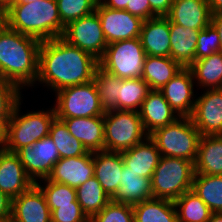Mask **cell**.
Returning <instances> with one entry per match:
<instances>
[{"instance_id": "cell-22", "label": "cell", "mask_w": 222, "mask_h": 222, "mask_svg": "<svg viewBox=\"0 0 222 222\" xmlns=\"http://www.w3.org/2000/svg\"><path fill=\"white\" fill-rule=\"evenodd\" d=\"M89 152L104 150V116L59 119Z\"/></svg>"}, {"instance_id": "cell-49", "label": "cell", "mask_w": 222, "mask_h": 222, "mask_svg": "<svg viewBox=\"0 0 222 222\" xmlns=\"http://www.w3.org/2000/svg\"><path fill=\"white\" fill-rule=\"evenodd\" d=\"M212 14L222 13V0H207Z\"/></svg>"}, {"instance_id": "cell-15", "label": "cell", "mask_w": 222, "mask_h": 222, "mask_svg": "<svg viewBox=\"0 0 222 222\" xmlns=\"http://www.w3.org/2000/svg\"><path fill=\"white\" fill-rule=\"evenodd\" d=\"M11 220L12 222H51V211L45 195L36 184L12 199Z\"/></svg>"}, {"instance_id": "cell-12", "label": "cell", "mask_w": 222, "mask_h": 222, "mask_svg": "<svg viewBox=\"0 0 222 222\" xmlns=\"http://www.w3.org/2000/svg\"><path fill=\"white\" fill-rule=\"evenodd\" d=\"M101 21L102 30L107 44L140 37L144 20L127 12L104 6L100 1L95 11Z\"/></svg>"}, {"instance_id": "cell-2", "label": "cell", "mask_w": 222, "mask_h": 222, "mask_svg": "<svg viewBox=\"0 0 222 222\" xmlns=\"http://www.w3.org/2000/svg\"><path fill=\"white\" fill-rule=\"evenodd\" d=\"M41 41L9 27L0 30V77L20 89L37 83Z\"/></svg>"}, {"instance_id": "cell-53", "label": "cell", "mask_w": 222, "mask_h": 222, "mask_svg": "<svg viewBox=\"0 0 222 222\" xmlns=\"http://www.w3.org/2000/svg\"><path fill=\"white\" fill-rule=\"evenodd\" d=\"M32 1H37V0H18V2H32Z\"/></svg>"}, {"instance_id": "cell-19", "label": "cell", "mask_w": 222, "mask_h": 222, "mask_svg": "<svg viewBox=\"0 0 222 222\" xmlns=\"http://www.w3.org/2000/svg\"><path fill=\"white\" fill-rule=\"evenodd\" d=\"M94 177L112 199L122 181L124 162L121 152L101 150L93 152Z\"/></svg>"}, {"instance_id": "cell-47", "label": "cell", "mask_w": 222, "mask_h": 222, "mask_svg": "<svg viewBox=\"0 0 222 222\" xmlns=\"http://www.w3.org/2000/svg\"><path fill=\"white\" fill-rule=\"evenodd\" d=\"M211 24L218 31L220 37V51H222V13L212 14Z\"/></svg>"}, {"instance_id": "cell-27", "label": "cell", "mask_w": 222, "mask_h": 222, "mask_svg": "<svg viewBox=\"0 0 222 222\" xmlns=\"http://www.w3.org/2000/svg\"><path fill=\"white\" fill-rule=\"evenodd\" d=\"M182 68L171 57L146 55L141 78L149 85L151 90H159Z\"/></svg>"}, {"instance_id": "cell-21", "label": "cell", "mask_w": 222, "mask_h": 222, "mask_svg": "<svg viewBox=\"0 0 222 222\" xmlns=\"http://www.w3.org/2000/svg\"><path fill=\"white\" fill-rule=\"evenodd\" d=\"M139 38L147 56L170 57V21L165 16L144 20Z\"/></svg>"}, {"instance_id": "cell-16", "label": "cell", "mask_w": 222, "mask_h": 222, "mask_svg": "<svg viewBox=\"0 0 222 222\" xmlns=\"http://www.w3.org/2000/svg\"><path fill=\"white\" fill-rule=\"evenodd\" d=\"M93 176V152L88 151L82 156L59 159L47 179L77 188Z\"/></svg>"}, {"instance_id": "cell-10", "label": "cell", "mask_w": 222, "mask_h": 222, "mask_svg": "<svg viewBox=\"0 0 222 222\" xmlns=\"http://www.w3.org/2000/svg\"><path fill=\"white\" fill-rule=\"evenodd\" d=\"M61 38L70 45L90 53L98 60L103 56L108 45L96 12L68 23Z\"/></svg>"}, {"instance_id": "cell-23", "label": "cell", "mask_w": 222, "mask_h": 222, "mask_svg": "<svg viewBox=\"0 0 222 222\" xmlns=\"http://www.w3.org/2000/svg\"><path fill=\"white\" fill-rule=\"evenodd\" d=\"M121 156L126 167L140 177L150 180L161 158L158 148L149 136L143 142L122 151Z\"/></svg>"}, {"instance_id": "cell-38", "label": "cell", "mask_w": 222, "mask_h": 222, "mask_svg": "<svg viewBox=\"0 0 222 222\" xmlns=\"http://www.w3.org/2000/svg\"><path fill=\"white\" fill-rule=\"evenodd\" d=\"M90 222H134L133 206L111 200Z\"/></svg>"}, {"instance_id": "cell-25", "label": "cell", "mask_w": 222, "mask_h": 222, "mask_svg": "<svg viewBox=\"0 0 222 222\" xmlns=\"http://www.w3.org/2000/svg\"><path fill=\"white\" fill-rule=\"evenodd\" d=\"M199 31L170 21V57L182 67H189L195 61Z\"/></svg>"}, {"instance_id": "cell-6", "label": "cell", "mask_w": 222, "mask_h": 222, "mask_svg": "<svg viewBox=\"0 0 222 222\" xmlns=\"http://www.w3.org/2000/svg\"><path fill=\"white\" fill-rule=\"evenodd\" d=\"M21 102L20 100L16 104L8 121V151L12 153L48 136L50 126L56 118L54 107L47 111H31L21 115Z\"/></svg>"}, {"instance_id": "cell-35", "label": "cell", "mask_w": 222, "mask_h": 222, "mask_svg": "<svg viewBox=\"0 0 222 222\" xmlns=\"http://www.w3.org/2000/svg\"><path fill=\"white\" fill-rule=\"evenodd\" d=\"M49 136L57 147L60 159L82 156L88 152L83 144L70 134L62 120L54 119Z\"/></svg>"}, {"instance_id": "cell-3", "label": "cell", "mask_w": 222, "mask_h": 222, "mask_svg": "<svg viewBox=\"0 0 222 222\" xmlns=\"http://www.w3.org/2000/svg\"><path fill=\"white\" fill-rule=\"evenodd\" d=\"M8 27L39 41L61 37L65 28L56 0L16 2L8 8Z\"/></svg>"}, {"instance_id": "cell-43", "label": "cell", "mask_w": 222, "mask_h": 222, "mask_svg": "<svg viewBox=\"0 0 222 222\" xmlns=\"http://www.w3.org/2000/svg\"><path fill=\"white\" fill-rule=\"evenodd\" d=\"M151 7V18L166 16L173 4V0H149Z\"/></svg>"}, {"instance_id": "cell-30", "label": "cell", "mask_w": 222, "mask_h": 222, "mask_svg": "<svg viewBox=\"0 0 222 222\" xmlns=\"http://www.w3.org/2000/svg\"><path fill=\"white\" fill-rule=\"evenodd\" d=\"M191 190L212 213H222V175L195 174Z\"/></svg>"}, {"instance_id": "cell-13", "label": "cell", "mask_w": 222, "mask_h": 222, "mask_svg": "<svg viewBox=\"0 0 222 222\" xmlns=\"http://www.w3.org/2000/svg\"><path fill=\"white\" fill-rule=\"evenodd\" d=\"M204 92L195 99L190 118L201 136L222 135V88Z\"/></svg>"}, {"instance_id": "cell-39", "label": "cell", "mask_w": 222, "mask_h": 222, "mask_svg": "<svg viewBox=\"0 0 222 222\" xmlns=\"http://www.w3.org/2000/svg\"><path fill=\"white\" fill-rule=\"evenodd\" d=\"M21 89L0 77V119H10L16 104L22 100Z\"/></svg>"}, {"instance_id": "cell-4", "label": "cell", "mask_w": 222, "mask_h": 222, "mask_svg": "<svg viewBox=\"0 0 222 222\" xmlns=\"http://www.w3.org/2000/svg\"><path fill=\"white\" fill-rule=\"evenodd\" d=\"M161 156L195 162L201 134L190 117H179L149 135Z\"/></svg>"}, {"instance_id": "cell-18", "label": "cell", "mask_w": 222, "mask_h": 222, "mask_svg": "<svg viewBox=\"0 0 222 222\" xmlns=\"http://www.w3.org/2000/svg\"><path fill=\"white\" fill-rule=\"evenodd\" d=\"M169 21L195 30H203L211 24L212 12L207 0H173Z\"/></svg>"}, {"instance_id": "cell-9", "label": "cell", "mask_w": 222, "mask_h": 222, "mask_svg": "<svg viewBox=\"0 0 222 222\" xmlns=\"http://www.w3.org/2000/svg\"><path fill=\"white\" fill-rule=\"evenodd\" d=\"M55 95L54 109L57 119L104 116L105 111L101 107L93 80L65 87L55 92Z\"/></svg>"}, {"instance_id": "cell-7", "label": "cell", "mask_w": 222, "mask_h": 222, "mask_svg": "<svg viewBox=\"0 0 222 222\" xmlns=\"http://www.w3.org/2000/svg\"><path fill=\"white\" fill-rule=\"evenodd\" d=\"M104 150L122 152L143 142L145 132L137 111L110 110L104 113Z\"/></svg>"}, {"instance_id": "cell-50", "label": "cell", "mask_w": 222, "mask_h": 222, "mask_svg": "<svg viewBox=\"0 0 222 222\" xmlns=\"http://www.w3.org/2000/svg\"><path fill=\"white\" fill-rule=\"evenodd\" d=\"M208 222H222V213H211Z\"/></svg>"}, {"instance_id": "cell-1", "label": "cell", "mask_w": 222, "mask_h": 222, "mask_svg": "<svg viewBox=\"0 0 222 222\" xmlns=\"http://www.w3.org/2000/svg\"><path fill=\"white\" fill-rule=\"evenodd\" d=\"M98 65L93 55L61 37L41 41L37 81L57 92L92 81Z\"/></svg>"}, {"instance_id": "cell-24", "label": "cell", "mask_w": 222, "mask_h": 222, "mask_svg": "<svg viewBox=\"0 0 222 222\" xmlns=\"http://www.w3.org/2000/svg\"><path fill=\"white\" fill-rule=\"evenodd\" d=\"M194 169L195 174L222 175V135L200 137Z\"/></svg>"}, {"instance_id": "cell-32", "label": "cell", "mask_w": 222, "mask_h": 222, "mask_svg": "<svg viewBox=\"0 0 222 222\" xmlns=\"http://www.w3.org/2000/svg\"><path fill=\"white\" fill-rule=\"evenodd\" d=\"M178 222H208L211 211L192 190L175 199Z\"/></svg>"}, {"instance_id": "cell-28", "label": "cell", "mask_w": 222, "mask_h": 222, "mask_svg": "<svg viewBox=\"0 0 222 222\" xmlns=\"http://www.w3.org/2000/svg\"><path fill=\"white\" fill-rule=\"evenodd\" d=\"M188 68L193 80L201 88L205 90L222 88V51L195 60Z\"/></svg>"}, {"instance_id": "cell-17", "label": "cell", "mask_w": 222, "mask_h": 222, "mask_svg": "<svg viewBox=\"0 0 222 222\" xmlns=\"http://www.w3.org/2000/svg\"><path fill=\"white\" fill-rule=\"evenodd\" d=\"M35 183L26 174L19 156L9 151L0 153V191L14 199Z\"/></svg>"}, {"instance_id": "cell-42", "label": "cell", "mask_w": 222, "mask_h": 222, "mask_svg": "<svg viewBox=\"0 0 222 222\" xmlns=\"http://www.w3.org/2000/svg\"><path fill=\"white\" fill-rule=\"evenodd\" d=\"M125 10L132 15L140 17L142 20L151 19L149 0H130V7H126Z\"/></svg>"}, {"instance_id": "cell-20", "label": "cell", "mask_w": 222, "mask_h": 222, "mask_svg": "<svg viewBox=\"0 0 222 222\" xmlns=\"http://www.w3.org/2000/svg\"><path fill=\"white\" fill-rule=\"evenodd\" d=\"M138 113L148 135L179 118L159 90H151L148 93Z\"/></svg>"}, {"instance_id": "cell-29", "label": "cell", "mask_w": 222, "mask_h": 222, "mask_svg": "<svg viewBox=\"0 0 222 222\" xmlns=\"http://www.w3.org/2000/svg\"><path fill=\"white\" fill-rule=\"evenodd\" d=\"M134 222H178L172 200L151 198L133 206Z\"/></svg>"}, {"instance_id": "cell-36", "label": "cell", "mask_w": 222, "mask_h": 222, "mask_svg": "<svg viewBox=\"0 0 222 222\" xmlns=\"http://www.w3.org/2000/svg\"><path fill=\"white\" fill-rule=\"evenodd\" d=\"M43 180L45 186H41V182H36L35 184L44 193L50 211L60 206L79 205L77 202L76 188L63 183L49 181L47 178L41 179V181Z\"/></svg>"}, {"instance_id": "cell-14", "label": "cell", "mask_w": 222, "mask_h": 222, "mask_svg": "<svg viewBox=\"0 0 222 222\" xmlns=\"http://www.w3.org/2000/svg\"><path fill=\"white\" fill-rule=\"evenodd\" d=\"M193 75L188 67H183L159 91L179 117L192 115L195 101Z\"/></svg>"}, {"instance_id": "cell-26", "label": "cell", "mask_w": 222, "mask_h": 222, "mask_svg": "<svg viewBox=\"0 0 222 222\" xmlns=\"http://www.w3.org/2000/svg\"><path fill=\"white\" fill-rule=\"evenodd\" d=\"M151 198L153 197L150 179L140 177L124 165L122 181L112 200L134 206Z\"/></svg>"}, {"instance_id": "cell-33", "label": "cell", "mask_w": 222, "mask_h": 222, "mask_svg": "<svg viewBox=\"0 0 222 222\" xmlns=\"http://www.w3.org/2000/svg\"><path fill=\"white\" fill-rule=\"evenodd\" d=\"M150 91L149 85L142 78L121 79L117 110L138 112Z\"/></svg>"}, {"instance_id": "cell-52", "label": "cell", "mask_w": 222, "mask_h": 222, "mask_svg": "<svg viewBox=\"0 0 222 222\" xmlns=\"http://www.w3.org/2000/svg\"><path fill=\"white\" fill-rule=\"evenodd\" d=\"M0 222H12L11 219H1Z\"/></svg>"}, {"instance_id": "cell-40", "label": "cell", "mask_w": 222, "mask_h": 222, "mask_svg": "<svg viewBox=\"0 0 222 222\" xmlns=\"http://www.w3.org/2000/svg\"><path fill=\"white\" fill-rule=\"evenodd\" d=\"M220 51V37L215 27L210 24L199 31L195 51V60H199Z\"/></svg>"}, {"instance_id": "cell-11", "label": "cell", "mask_w": 222, "mask_h": 222, "mask_svg": "<svg viewBox=\"0 0 222 222\" xmlns=\"http://www.w3.org/2000/svg\"><path fill=\"white\" fill-rule=\"evenodd\" d=\"M16 154L19 156L26 174L34 183L39 179L47 178L51 174L53 166L60 159L57 147L49 135L36 141L33 145L24 146Z\"/></svg>"}, {"instance_id": "cell-44", "label": "cell", "mask_w": 222, "mask_h": 222, "mask_svg": "<svg viewBox=\"0 0 222 222\" xmlns=\"http://www.w3.org/2000/svg\"><path fill=\"white\" fill-rule=\"evenodd\" d=\"M12 199L0 191V220L11 219Z\"/></svg>"}, {"instance_id": "cell-8", "label": "cell", "mask_w": 222, "mask_h": 222, "mask_svg": "<svg viewBox=\"0 0 222 222\" xmlns=\"http://www.w3.org/2000/svg\"><path fill=\"white\" fill-rule=\"evenodd\" d=\"M145 51L139 37L107 45L99 66L121 79L142 77Z\"/></svg>"}, {"instance_id": "cell-48", "label": "cell", "mask_w": 222, "mask_h": 222, "mask_svg": "<svg viewBox=\"0 0 222 222\" xmlns=\"http://www.w3.org/2000/svg\"><path fill=\"white\" fill-rule=\"evenodd\" d=\"M8 27V8L0 3V30Z\"/></svg>"}, {"instance_id": "cell-34", "label": "cell", "mask_w": 222, "mask_h": 222, "mask_svg": "<svg viewBox=\"0 0 222 222\" xmlns=\"http://www.w3.org/2000/svg\"><path fill=\"white\" fill-rule=\"evenodd\" d=\"M97 94L99 95L102 109L106 111L117 110V99L119 97V86L121 78L101 68H96L93 78Z\"/></svg>"}, {"instance_id": "cell-5", "label": "cell", "mask_w": 222, "mask_h": 222, "mask_svg": "<svg viewBox=\"0 0 222 222\" xmlns=\"http://www.w3.org/2000/svg\"><path fill=\"white\" fill-rule=\"evenodd\" d=\"M194 175V162L161 156L150 180L152 197L174 201L191 190Z\"/></svg>"}, {"instance_id": "cell-45", "label": "cell", "mask_w": 222, "mask_h": 222, "mask_svg": "<svg viewBox=\"0 0 222 222\" xmlns=\"http://www.w3.org/2000/svg\"><path fill=\"white\" fill-rule=\"evenodd\" d=\"M8 121L0 119V153L8 151Z\"/></svg>"}, {"instance_id": "cell-37", "label": "cell", "mask_w": 222, "mask_h": 222, "mask_svg": "<svg viewBox=\"0 0 222 222\" xmlns=\"http://www.w3.org/2000/svg\"><path fill=\"white\" fill-rule=\"evenodd\" d=\"M61 23H68L81 17L88 16L96 11L99 0H56Z\"/></svg>"}, {"instance_id": "cell-46", "label": "cell", "mask_w": 222, "mask_h": 222, "mask_svg": "<svg viewBox=\"0 0 222 222\" xmlns=\"http://www.w3.org/2000/svg\"><path fill=\"white\" fill-rule=\"evenodd\" d=\"M104 6L115 9L125 10L126 7H130V0H99Z\"/></svg>"}, {"instance_id": "cell-51", "label": "cell", "mask_w": 222, "mask_h": 222, "mask_svg": "<svg viewBox=\"0 0 222 222\" xmlns=\"http://www.w3.org/2000/svg\"><path fill=\"white\" fill-rule=\"evenodd\" d=\"M18 2V0H0V3L9 8L11 5Z\"/></svg>"}, {"instance_id": "cell-31", "label": "cell", "mask_w": 222, "mask_h": 222, "mask_svg": "<svg viewBox=\"0 0 222 222\" xmlns=\"http://www.w3.org/2000/svg\"><path fill=\"white\" fill-rule=\"evenodd\" d=\"M76 195L77 202L89 219L112 200L94 176L76 188Z\"/></svg>"}, {"instance_id": "cell-41", "label": "cell", "mask_w": 222, "mask_h": 222, "mask_svg": "<svg viewBox=\"0 0 222 222\" xmlns=\"http://www.w3.org/2000/svg\"><path fill=\"white\" fill-rule=\"evenodd\" d=\"M51 222H90L80 205H65L51 211Z\"/></svg>"}]
</instances>
